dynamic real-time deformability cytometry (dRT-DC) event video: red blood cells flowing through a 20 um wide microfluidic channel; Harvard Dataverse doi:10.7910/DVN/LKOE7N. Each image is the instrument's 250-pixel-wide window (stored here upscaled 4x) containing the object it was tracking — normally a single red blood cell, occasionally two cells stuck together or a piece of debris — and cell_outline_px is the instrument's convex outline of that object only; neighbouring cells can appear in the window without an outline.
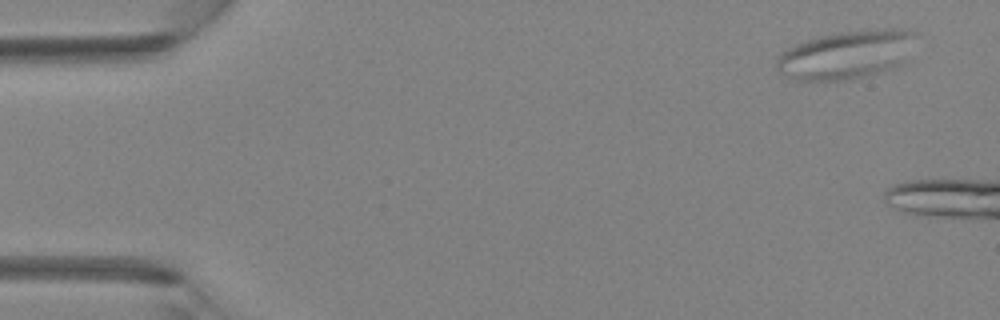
{"species": "Egyptian fruit bat (a non-hibernating species)", "species_latin": "Rousettus aegyptiacus", "temperature_condition": "room temperature", "stored_images_in_passage": 10, "camera_frame_rate_fps": 3000, "um_per_image_px": 0.085, "animal": {"sex": "female"}, "frame": {"image": 1, "passage_image": 3, "time_ms": 0.667, "image_size_px": [1000, 320], "cell_outline_px": [[916, 36], [904, 64], [896, 68], [860, 76], [840, 80], [796, 80], [784, 76], [776, 68], [776, 56], [780, 52], [796, 44], [820, 36], [836, 32], [884, 28], [900, 28], [916, 32]], "centroid_in_image_um": [71.94, 4.63], "position_along_channel_um": 13.1, "area_um2": 39.42}}